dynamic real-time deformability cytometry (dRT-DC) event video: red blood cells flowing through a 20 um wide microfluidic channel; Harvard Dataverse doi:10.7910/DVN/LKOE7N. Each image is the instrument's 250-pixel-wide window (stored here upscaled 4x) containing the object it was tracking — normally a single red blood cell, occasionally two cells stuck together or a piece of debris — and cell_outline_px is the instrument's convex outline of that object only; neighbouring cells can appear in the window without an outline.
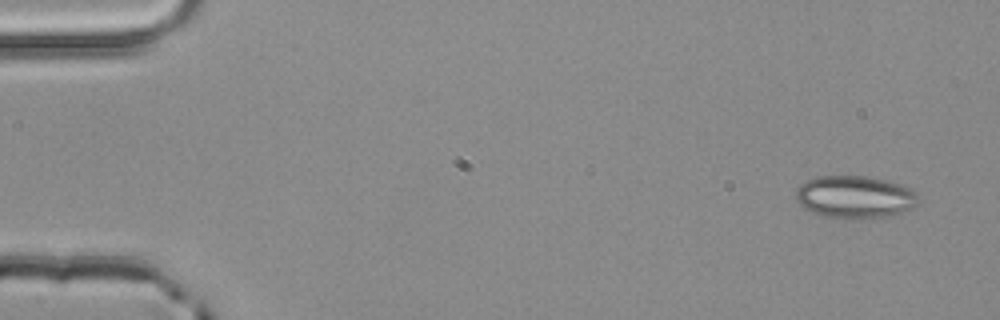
{"species": "common noctule bat (a hibernating species)", "species_latin": "Nyctalus noctula", "temperature_condition": "room temperature", "stored_images_in_passage": 4, "camera_frame_rate_fps": 3000, "um_per_image_px": 0.085, "animal": {"sex": "male", "body_mass_g": 20.4}, "frame": {"image": 1, "passage_image": 1, "time_ms": 0.0, "image_size_px": [1000, 320], "cell_outline_px": [[916, 204], [912, 208], [888, 216], [860, 220], [820, 216], [804, 208], [796, 200], [796, 188], [804, 180], [816, 176], [868, 176], [888, 180], [900, 184], [916, 192]], "centroid_in_image_um": [72.61, 16.75], "position_along_channel_um": 12.4, "area_um2": 30.69}}